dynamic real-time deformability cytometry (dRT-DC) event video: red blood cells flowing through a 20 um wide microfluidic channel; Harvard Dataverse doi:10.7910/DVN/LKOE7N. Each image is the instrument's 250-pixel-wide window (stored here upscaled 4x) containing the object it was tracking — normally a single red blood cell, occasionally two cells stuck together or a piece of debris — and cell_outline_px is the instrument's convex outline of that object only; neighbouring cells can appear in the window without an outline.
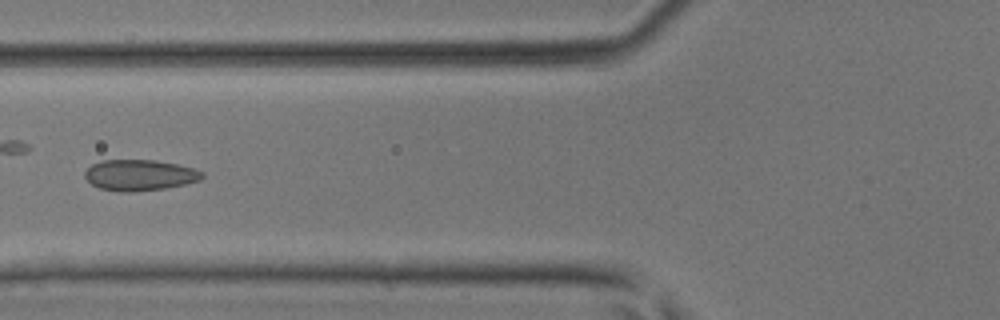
{"species": "common noctule bat (a hibernating species)", "species_latin": "Nyctalus noctula", "temperature_condition": "room temperature", "stored_images_in_passage": 35, "camera_frame_rate_fps": 3000, "um_per_image_px": 0.085, "animal": {"sex": "male", "body_mass_g": 17.9, "forearm_length_mm": 54.2}, "frame": {"image": 1, "passage_image": 17, "time_ms": 5.333, "image_size_px": [1000, 320], "cell_outline_px": [[204, 176], [200, 180], [184, 184], [164, 188], [128, 192], [120, 192], [100, 188], [92, 184], [84, 176], [84, 172], [92, 164], [100, 160], [156, 160], [176, 164], [192, 168], [204, 172]], "centroid_in_image_um": [11.86, 14.88], "position_along_channel_um": 113.9, "area_um2": 21.04}}
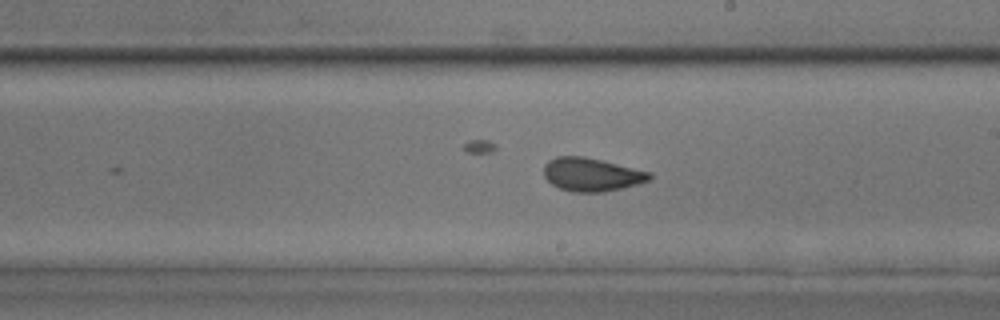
{"frame": {"image": 2, "passage_image": 25, "time_ms": 8.0, "image_size_px": [1000, 320], "cell_outline_px": [[652, 176], [648, 180], [636, 184], [604, 192], [572, 192], [560, 188], [552, 184], [544, 176], [544, 164], [548, 160], [556, 156], [584, 156], [652, 172]], "centroid_in_image_um": [50.26, 14.82], "position_along_channel_um": 238.7, "area_um2": 20.46}}
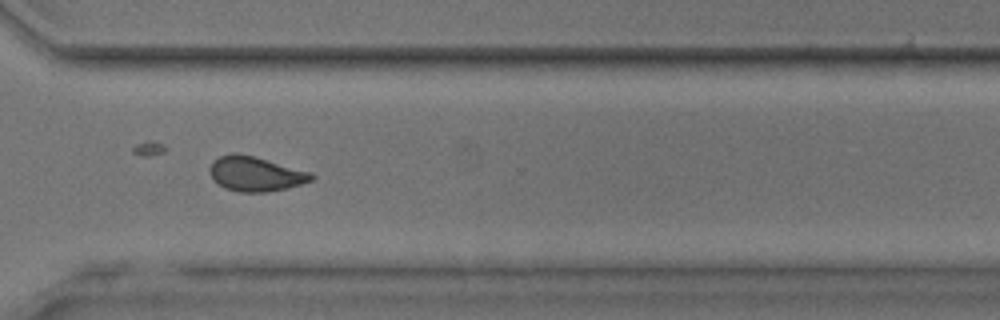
{"frame": {"image": 3, "passage_image": 32, "time_ms": 10.333, "image_size_px": [1000, 320], "cell_outline_px": [[316, 176], [312, 180], [288, 188], [268, 192], [240, 192], [224, 188], [212, 180], [208, 172], [208, 168], [212, 160], [220, 156], [232, 152], [252, 156], [312, 172]], "centroid_in_image_um": [21.67, 14.78], "position_along_channel_um": 348.9, "area_um2": 20.75}}